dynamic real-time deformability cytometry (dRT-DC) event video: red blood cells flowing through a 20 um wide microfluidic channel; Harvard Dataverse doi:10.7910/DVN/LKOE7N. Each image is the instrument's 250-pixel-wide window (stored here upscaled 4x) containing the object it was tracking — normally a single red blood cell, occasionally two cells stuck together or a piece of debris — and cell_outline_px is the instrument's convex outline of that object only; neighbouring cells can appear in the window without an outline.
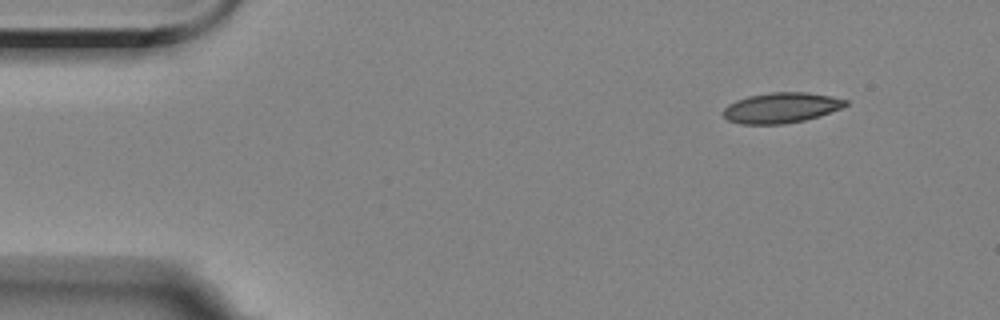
{"species": "Egyptian fruit bat (a non-hibernating species)", "species_latin": "Rousettus aegyptiacus", "temperature_condition": "room temperature", "stored_images_in_passage": 4, "camera_frame_rate_fps": 3000, "um_per_image_px": 0.085, "animal": {"sex": "female"}, "frame": {"image": 1, "passage_image": 1, "time_ms": 0.0, "image_size_px": [1000, 320], "cell_outline_px": [[848, 104], [840, 108], [820, 116], [804, 120], [784, 124], [740, 124], [728, 120], [724, 116], [724, 108], [728, 104], [736, 100], [748, 96], [772, 92], [808, 92], [832, 96], [848, 100]], "centroid_in_image_um": [66.41, 9.15], "position_along_channel_um": 18.6, "area_um2": 21.68}}
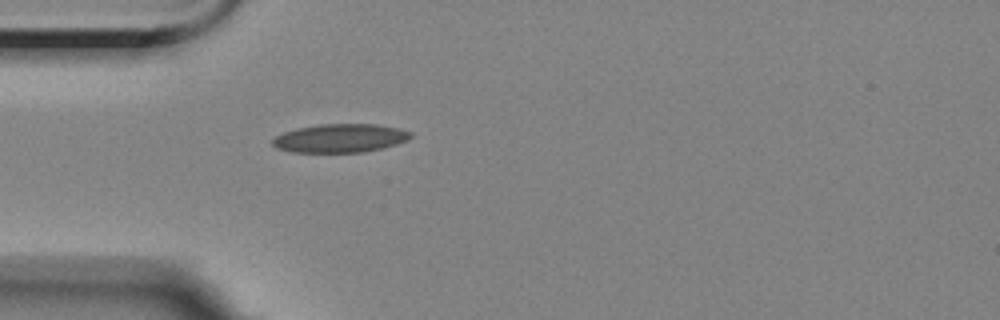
{"frame": {"image": 2, "passage_image": 4, "time_ms": 3.333, "image_size_px": [1000, 320], "cell_outline_px": [[412, 136], [408, 140], [396, 144], [364, 152], [288, 152], [276, 148], [272, 144], [272, 140], [276, 136], [284, 132], [296, 128], [320, 124], [376, 124], [396, 128], [412, 132]], "centroid_in_image_um": [28.88, 11.75], "position_along_channel_um": 56.1, "area_um2": 22.95}}